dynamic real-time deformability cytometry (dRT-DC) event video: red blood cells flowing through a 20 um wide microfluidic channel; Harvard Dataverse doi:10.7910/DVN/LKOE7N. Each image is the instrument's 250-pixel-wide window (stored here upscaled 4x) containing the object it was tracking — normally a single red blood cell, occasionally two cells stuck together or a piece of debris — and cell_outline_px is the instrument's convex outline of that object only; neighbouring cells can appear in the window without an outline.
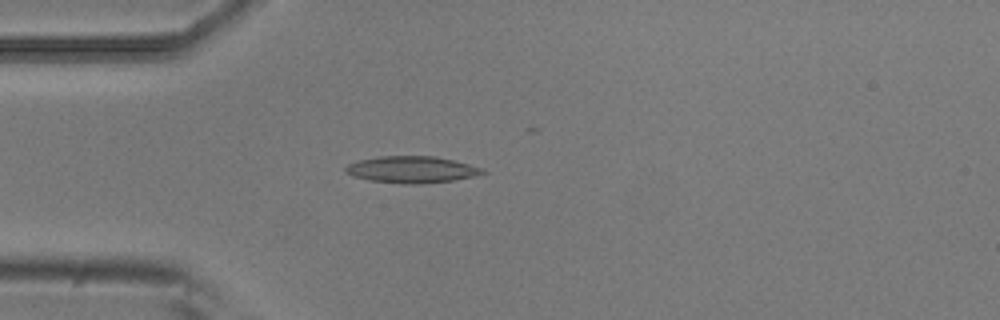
{"species": "common noctule bat (a hibernating species)", "species_latin": "Nyctalus noctula", "temperature_condition": "room temperature", "stored_images_in_passage": 3, "camera_frame_rate_fps": 3000, "um_per_image_px": 0.085, "animal": {"sex": "male", "body_mass_g": 20.5, "forearm_length_mm": 52.5}, "frame": {"image": 1, "passage_image": 3, "time_ms": 0.667, "image_size_px": [1000, 320], "cell_outline_px": [[488, 172], [472, 176], [452, 180], [420, 184], [404, 184], [368, 180], [352, 176], [344, 172], [344, 168], [348, 164], [356, 160], [380, 156], [436, 156], [484, 168]], "centroid_in_image_um": [34.94, 14.41], "position_along_channel_um": 50.1, "area_um2": 21.39}}